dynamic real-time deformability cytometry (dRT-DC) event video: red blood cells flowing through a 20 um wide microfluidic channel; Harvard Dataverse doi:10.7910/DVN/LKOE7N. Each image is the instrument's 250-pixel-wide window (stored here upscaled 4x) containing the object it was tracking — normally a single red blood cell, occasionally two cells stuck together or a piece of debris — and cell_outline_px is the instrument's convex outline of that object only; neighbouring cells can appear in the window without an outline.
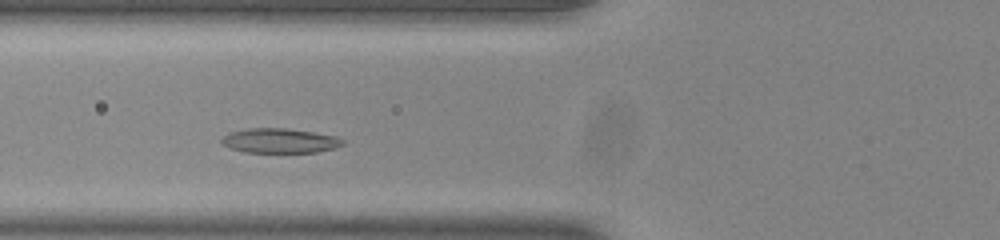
{"species": "common noctule bat (a hibernating species)", "species_latin": "Nyctalus noctula", "temperature_condition": "room temperature", "stored_images_in_passage": 42, "camera_frame_rate_fps": 3000, "um_per_image_px": 0.085, "animal": {"sex": "male", "body_mass_g": 20.0, "forearm_length_mm": 53.3}, "frame": {"image": 1, "passage_image": 9, "time_ms": 2.667, "image_size_px": [1000, 240], "cell_outline_px": [[344, 144], [336, 148], [316, 152], [244, 152], [228, 148], [220, 140], [228, 132], [248, 128], [284, 128], [312, 132], [336, 136], [344, 140]], "centroid_in_image_um": [23.77, 11.96], "position_along_channel_um": 102.0, "area_um2": 17.4}}
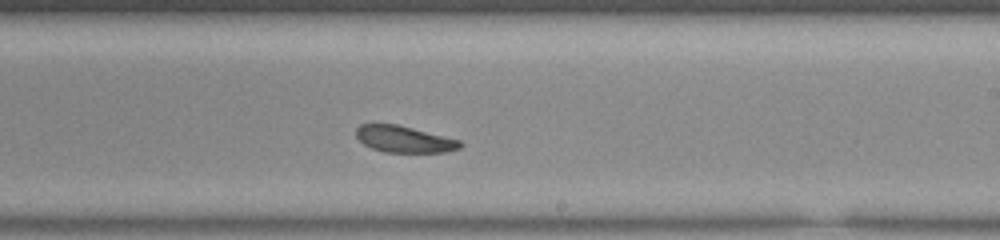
{"frame": {"image": 2, "passage_image": 21, "time_ms": 6.667, "image_size_px": [1000, 240], "cell_outline_px": [[464, 144], [460, 148], [448, 152], [384, 152], [372, 148], [364, 144], [356, 136], [356, 128], [360, 124], [396, 124], [460, 140]], "centroid_in_image_um": [34.36, 11.84], "position_along_channel_um": 254.6, "area_um2": 16.01}}
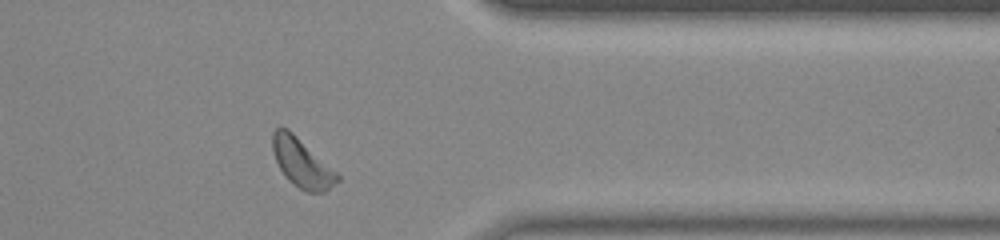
{"frame": {"image": 3, "passage_image": 32, "time_ms": 10.333, "image_size_px": [1000, 240], "cell_outline_px": [[340, 180], [324, 192], [304, 192], [288, 180], [284, 176], [272, 152], [272, 132], [276, 128], [288, 128], [336, 172], [340, 176]], "centroid_in_image_um": [25.63, 13.86], "position_along_channel_um": 385.8, "area_um2": 18.21}, "authors_computed_cell_mechanics": {"area_um2": 17.4845, "velocity_mm_per_s": 3.8236, "shape_relaxation_time_tau1_ms": 2.4535, "shape_relaxation_time_tau2_ms": null, "deformation_change_tau1": 0.071, "deformation_change_tau2": null}}